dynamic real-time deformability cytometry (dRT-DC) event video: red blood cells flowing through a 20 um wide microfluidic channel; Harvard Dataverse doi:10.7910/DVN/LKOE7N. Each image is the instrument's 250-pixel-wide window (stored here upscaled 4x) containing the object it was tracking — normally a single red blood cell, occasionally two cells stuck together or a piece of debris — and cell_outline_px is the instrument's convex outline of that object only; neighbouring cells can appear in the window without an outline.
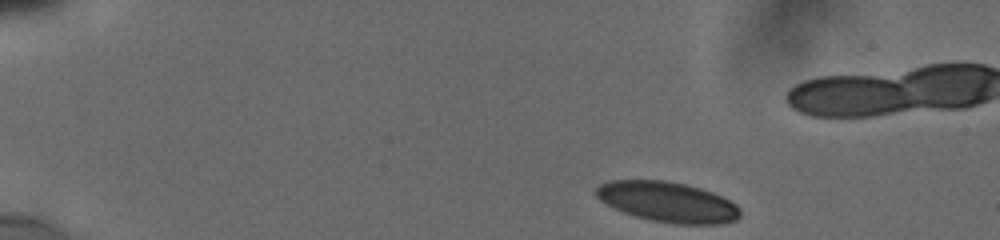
{"species": "human", "species_latin": "Homo sapiens", "temperature_condition": "cold", "stored_images_in_passage": 5, "camera_frame_rate_fps": 3000, "um_per_image_px": 0.085, "donor": {"sex": "male"}, "frame": {"image": 1, "passage_image": 1, "time_ms": 0.0, "image_size_px": [1000, 240], "cell_outline_px": [[740, 216], [736, 220], [720, 224], [676, 224], [652, 220], [636, 216], [624, 212], [604, 204], [596, 196], [596, 188], [600, 184], [608, 180], [664, 180], [684, 184], [700, 188], [712, 192], [736, 204], [740, 208]], "centroid_in_image_um": [56.74, 17.16], "position_along_channel_um": 28.3, "area_um2": 33.76}}